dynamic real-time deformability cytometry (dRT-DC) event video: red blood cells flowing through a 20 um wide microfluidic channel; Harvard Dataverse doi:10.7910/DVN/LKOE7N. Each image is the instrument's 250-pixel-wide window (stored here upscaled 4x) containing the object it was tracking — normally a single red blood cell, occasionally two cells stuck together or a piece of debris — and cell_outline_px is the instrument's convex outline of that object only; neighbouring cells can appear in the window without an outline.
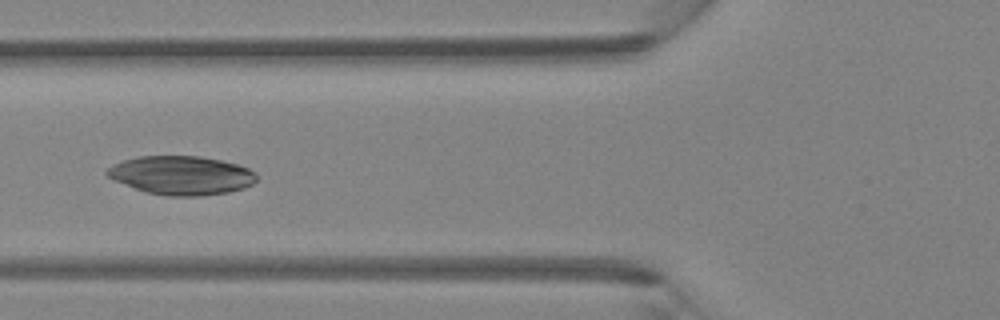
{"species": "Egyptian fruit bat (a non-hibernating species)", "species_latin": "Rousettus aegyptiacus", "temperature_condition": "room temperature", "stored_images_in_passage": 6, "camera_frame_rate_fps": 3000, "um_per_image_px": 0.085, "animal": {"sex": "female"}, "frame": {"image": 1, "passage_image": 6, "time_ms": 1.667, "image_size_px": [1000, 320], "cell_outline_px": [[256, 180], [252, 184], [244, 188], [228, 192], [200, 196], [168, 196], [144, 192], [112, 180], [104, 172], [112, 164], [124, 160], [140, 156], [200, 156], [220, 160], [236, 164], [248, 168], [256, 172]], "centroid_in_image_um": [15.39, 14.91], "position_along_channel_um": 110.4, "area_um2": 33.93}}